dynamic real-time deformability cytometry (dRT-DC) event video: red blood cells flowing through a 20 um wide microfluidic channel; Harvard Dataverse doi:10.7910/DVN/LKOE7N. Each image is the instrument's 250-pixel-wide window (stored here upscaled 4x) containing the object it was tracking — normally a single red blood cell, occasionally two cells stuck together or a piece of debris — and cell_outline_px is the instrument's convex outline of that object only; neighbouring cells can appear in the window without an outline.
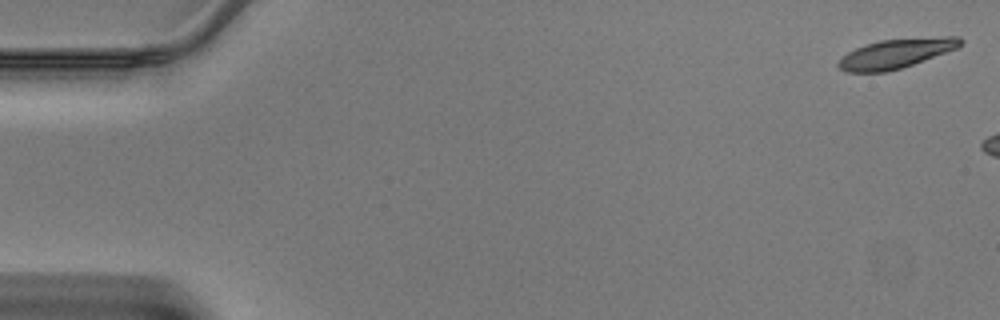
{"species": "Egyptian fruit bat (a non-hibernating species)", "species_latin": "Rousettus aegyptiacus", "temperature_condition": "warm", "stored_images_in_passage": 6, "camera_frame_rate_fps": 3000, "um_per_image_px": 0.085, "animal": {"sex": "male"}, "frame": {"image": 1, "passage_image": 1, "time_ms": 0.0, "image_size_px": [1000, 320], "cell_outline_px": [[964, 40], [956, 48], [912, 64], [900, 68], [884, 72], [848, 72], [840, 68], [836, 64], [848, 52], [856, 48], [880, 40], [944, 36], [960, 36]], "centroid_in_image_um": [76.16, 4.54], "position_along_channel_um": 8.8, "area_um2": 20.46}}